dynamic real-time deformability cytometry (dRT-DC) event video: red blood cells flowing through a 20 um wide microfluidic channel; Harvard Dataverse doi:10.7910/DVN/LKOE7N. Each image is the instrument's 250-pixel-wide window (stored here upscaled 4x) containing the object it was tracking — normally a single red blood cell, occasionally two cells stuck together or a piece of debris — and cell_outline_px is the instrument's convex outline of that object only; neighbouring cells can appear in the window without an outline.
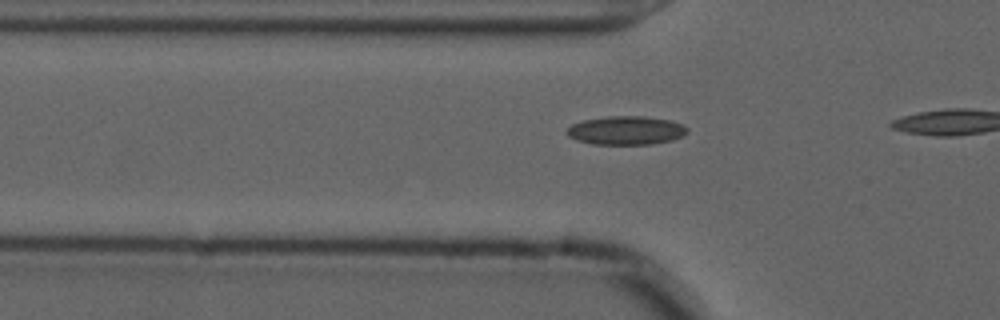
{"species": "common noctule bat (a hibernating species)", "species_latin": "Nyctalus noctula", "temperature_condition": "cold", "stored_images_in_passage": 11, "camera_frame_rate_fps": 3000, "um_per_image_px": 0.085, "animal": {"sex": "male", "forearm_length_mm": 52.5}, "frame": {"image": 1, "passage_image": 8, "time_ms": 2.333, "image_size_px": [1000, 320], "cell_outline_px": [[688, 132], [684, 136], [672, 140], [652, 144], [592, 144], [576, 140], [568, 136], [568, 128], [572, 124], [584, 120], [608, 116], [644, 116], [672, 120], [684, 124], [688, 128]], "centroid_in_image_um": [53.27, 11.08], "position_along_channel_um": 72.5, "area_um2": 20.23}}